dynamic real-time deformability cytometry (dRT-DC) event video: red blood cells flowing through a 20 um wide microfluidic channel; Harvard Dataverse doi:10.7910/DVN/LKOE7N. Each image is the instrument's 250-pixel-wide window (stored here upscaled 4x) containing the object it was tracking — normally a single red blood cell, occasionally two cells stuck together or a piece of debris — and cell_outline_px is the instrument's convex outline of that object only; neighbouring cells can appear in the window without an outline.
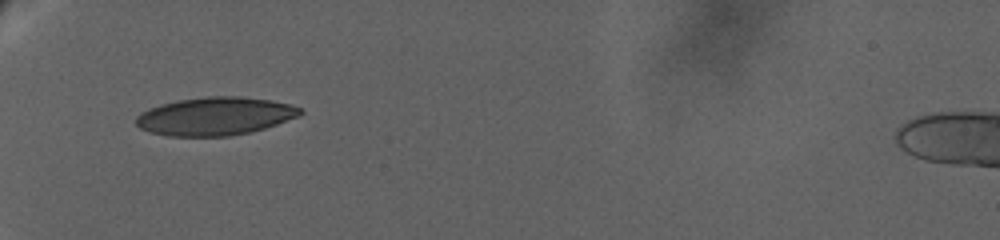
{"species": "human", "species_latin": "Homo sapiens", "temperature_condition": "warm", "stored_images_in_passage": 90, "camera_frame_rate_fps": 3000, "um_per_image_px": 0.085, "donor": {"sex": "female"}, "frame": {"image": 1, "passage_image": 1, "time_ms": 0.0, "image_size_px": [1000, 240], "cell_outline_px": [[304, 112], [300, 116], [252, 132], [228, 136], [168, 136], [152, 132], [140, 128], [136, 124], [136, 116], [140, 112], [148, 108], [160, 104], [176, 100], [208, 96], [240, 96], [272, 100], [292, 104], [300, 108]], "centroid_in_image_um": [18.29, 9.87], "position_along_channel_um": 66.7, "area_um2": 36.7}}
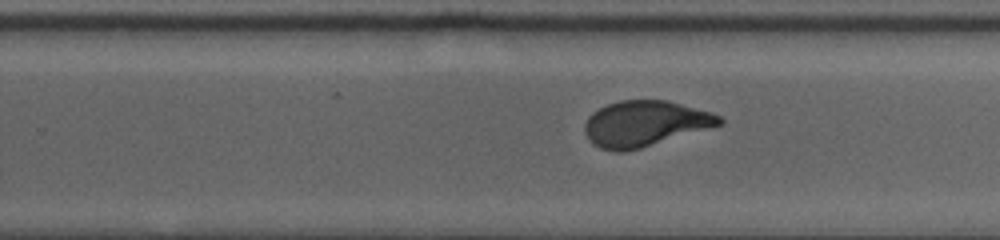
{"frame": {"image": 2, "passage_image": 41, "time_ms": 8.0, "image_size_px": [1000, 240], "cell_outline_px": [[724, 124], [640, 148], [624, 152], [612, 152], [600, 148], [592, 144], [588, 140], [584, 132], [584, 124], [588, 116], [592, 112], [608, 104], [620, 100], [668, 100], [712, 112], [720, 116], [724, 120]], "centroid_in_image_um": [54.8, 10.51], "position_along_channel_um": 275.0, "area_um2": 36.07}}
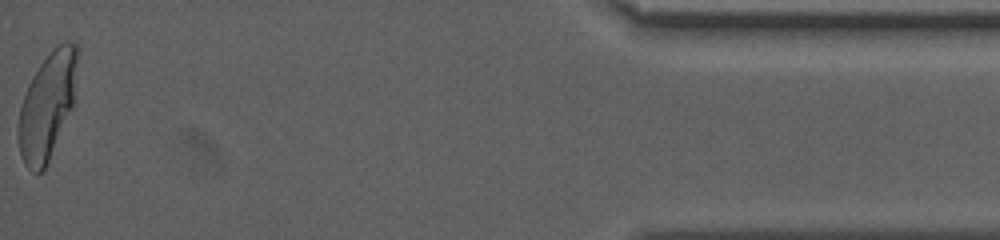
{"frame": {"image": 3, "passage_image": 89, "time_ms": 16.0, "image_size_px": [1000, 240], "cell_outline_px": [[80, 52], [72, 104], [48, 160], [44, 168], [40, 172], [36, 172], [28, 168], [24, 164], [20, 152], [16, 136], [16, 128], [20, 108], [28, 84], [40, 64], [52, 48], [64, 40], [68, 40], [76, 44]], "centroid_in_image_um": [4.0, 8.9], "position_along_channel_um": 431.2, "area_um2": 36.36}, "authors_computed_cell_mechanics": {"area_um2": 36.0672, "velocity_mm_per_s": 2.7816, "shape_relaxation_time_tau1_ms": 7.0922, "shape_relaxation_time_tau2_ms": null, "deformation_change_tau1": 0.2136, "deformation_change_tau2": null}}